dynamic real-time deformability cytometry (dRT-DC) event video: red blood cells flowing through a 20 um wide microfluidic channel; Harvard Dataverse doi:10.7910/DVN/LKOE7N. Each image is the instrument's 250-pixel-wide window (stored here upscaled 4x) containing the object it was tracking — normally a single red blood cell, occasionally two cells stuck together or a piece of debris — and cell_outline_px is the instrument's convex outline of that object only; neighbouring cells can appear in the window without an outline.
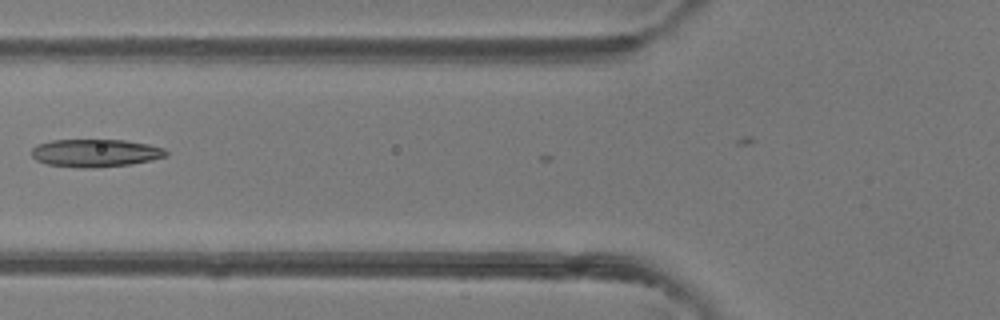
{"species": "common noctule bat (a hibernating species)", "species_latin": "Nyctalus noctula", "temperature_condition": "room temperature", "stored_images_in_passage": 6, "camera_frame_rate_fps": 3000, "um_per_image_px": 0.085, "animal": {"sex": "female"}, "frame": {"image": 1, "passage_image": 5, "time_ms": 1.333, "image_size_px": [1000, 320], "cell_outline_px": [[168, 156], [152, 160], [132, 164], [96, 168], [80, 168], [48, 164], [36, 160], [32, 156], [32, 148], [36, 144], [52, 140], [124, 140], [148, 144], [164, 148], [168, 152]], "centroid_in_image_um": [8.13, 13.01], "position_along_channel_um": 117.7, "area_um2": 21.96}}